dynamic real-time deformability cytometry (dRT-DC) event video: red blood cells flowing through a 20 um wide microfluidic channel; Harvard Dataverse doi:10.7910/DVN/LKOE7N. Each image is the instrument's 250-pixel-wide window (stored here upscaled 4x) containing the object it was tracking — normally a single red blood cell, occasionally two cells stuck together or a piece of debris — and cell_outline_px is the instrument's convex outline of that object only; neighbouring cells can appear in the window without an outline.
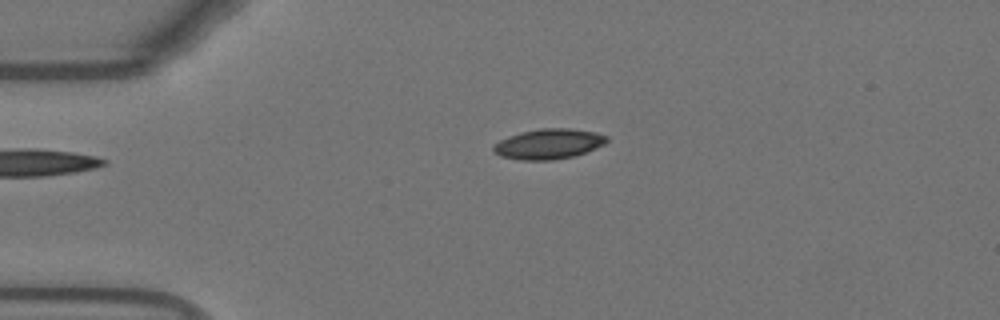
{"species": "Egyptian fruit bat (a non-hibernating species)", "species_latin": "Rousettus aegyptiacus", "temperature_condition": "warm", "stored_images_in_passage": 43, "camera_frame_rate_fps": 3000, "um_per_image_px": 0.085, "animal": {"sex": "female"}, "frame": {"image": 1, "passage_image": 1, "time_ms": 0.0, "image_size_px": [1000, 320], "cell_outline_px": [[608, 140], [604, 144], [596, 148], [572, 156], [552, 160], [520, 160], [500, 156], [492, 152], [492, 148], [500, 140], [508, 136], [520, 132], [540, 128], [568, 128], [596, 132], [608, 136]], "centroid_in_image_um": [46.61, 12.23], "position_along_channel_um": 38.4, "area_um2": 19.94}}
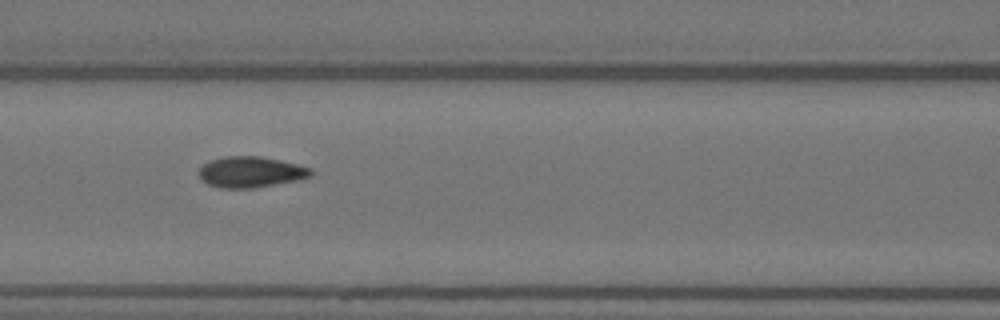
{"frame": {"image": 2, "passage_image": 12, "time_ms": 3.667, "image_size_px": [1000, 320], "cell_outline_px": [[312, 176], [300, 180], [252, 188], [220, 188], [208, 184], [200, 180], [200, 168], [204, 164], [212, 160], [224, 156], [260, 156], [280, 160], [312, 168]], "centroid_in_image_um": [21.33, 14.62], "position_along_channel_um": 145.3, "area_um2": 20.17}}
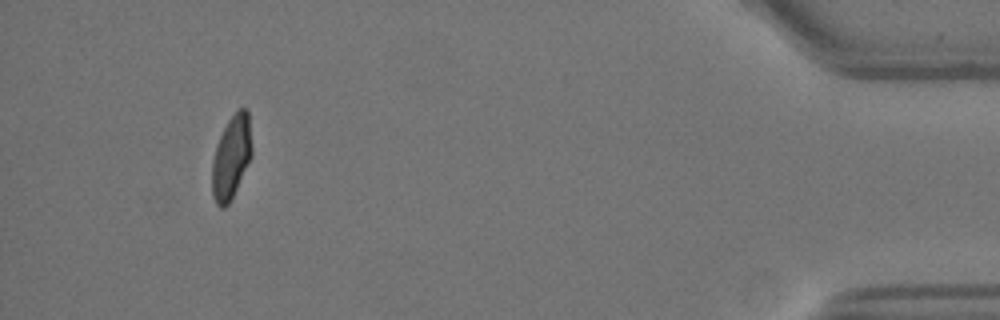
{"frame": {"image": 3, "passage_image": 39, "time_ms": 12.667, "image_size_px": [1000, 320], "cell_outline_px": [[252, 156], [228, 204], [224, 208], [220, 208], [216, 204], [212, 196], [212, 160], [216, 144], [228, 120], [240, 108], [244, 108], [248, 112], [252, 148]], "centroid_in_image_um": [19.65, 13.38], "position_along_channel_um": 415.6, "area_um2": 19.13}, "authors_computed_cell_mechanics": {"area_um2": 19.8254, "velocity_mm_per_s": 3.7485, "shape_relaxation_time_tau1_ms": 4.8731, "shape_relaxation_time_tau2_ms": null, "deformation_change_tau1": 0.1532, "deformation_change_tau2": null}}